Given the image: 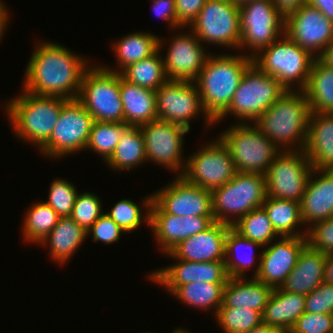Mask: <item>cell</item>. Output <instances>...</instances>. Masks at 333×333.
Wrapping results in <instances>:
<instances>
[{
  "mask_svg": "<svg viewBox=\"0 0 333 333\" xmlns=\"http://www.w3.org/2000/svg\"><path fill=\"white\" fill-rule=\"evenodd\" d=\"M77 100L94 121L124 123L119 72L101 65L89 67L83 75Z\"/></svg>",
  "mask_w": 333,
  "mask_h": 333,
  "instance_id": "cell-8",
  "label": "cell"
},
{
  "mask_svg": "<svg viewBox=\"0 0 333 333\" xmlns=\"http://www.w3.org/2000/svg\"><path fill=\"white\" fill-rule=\"evenodd\" d=\"M307 245L325 254L333 253V217L318 221L307 228Z\"/></svg>",
  "mask_w": 333,
  "mask_h": 333,
  "instance_id": "cell-45",
  "label": "cell"
},
{
  "mask_svg": "<svg viewBox=\"0 0 333 333\" xmlns=\"http://www.w3.org/2000/svg\"><path fill=\"white\" fill-rule=\"evenodd\" d=\"M127 127L124 123L94 121L91 126L86 150L97 152L107 162L114 153L121 135Z\"/></svg>",
  "mask_w": 333,
  "mask_h": 333,
  "instance_id": "cell-40",
  "label": "cell"
},
{
  "mask_svg": "<svg viewBox=\"0 0 333 333\" xmlns=\"http://www.w3.org/2000/svg\"><path fill=\"white\" fill-rule=\"evenodd\" d=\"M67 99L24 91L7 101L8 118L20 139L41 147L49 138Z\"/></svg>",
  "mask_w": 333,
  "mask_h": 333,
  "instance_id": "cell-4",
  "label": "cell"
},
{
  "mask_svg": "<svg viewBox=\"0 0 333 333\" xmlns=\"http://www.w3.org/2000/svg\"><path fill=\"white\" fill-rule=\"evenodd\" d=\"M188 27L200 42L239 49V6L232 0H206L197 18Z\"/></svg>",
  "mask_w": 333,
  "mask_h": 333,
  "instance_id": "cell-12",
  "label": "cell"
},
{
  "mask_svg": "<svg viewBox=\"0 0 333 333\" xmlns=\"http://www.w3.org/2000/svg\"><path fill=\"white\" fill-rule=\"evenodd\" d=\"M145 200V201H144ZM143 200V206L146 209V216L142 217L140 207L129 199H122L117 202L110 212H105L124 232H130L137 229L143 220L150 226V207L153 201V195ZM146 219V220H145Z\"/></svg>",
  "mask_w": 333,
  "mask_h": 333,
  "instance_id": "cell-42",
  "label": "cell"
},
{
  "mask_svg": "<svg viewBox=\"0 0 333 333\" xmlns=\"http://www.w3.org/2000/svg\"><path fill=\"white\" fill-rule=\"evenodd\" d=\"M318 59L328 67L333 68V41L328 44Z\"/></svg>",
  "mask_w": 333,
  "mask_h": 333,
  "instance_id": "cell-54",
  "label": "cell"
},
{
  "mask_svg": "<svg viewBox=\"0 0 333 333\" xmlns=\"http://www.w3.org/2000/svg\"><path fill=\"white\" fill-rule=\"evenodd\" d=\"M303 92L311 113H333V68L315 58Z\"/></svg>",
  "mask_w": 333,
  "mask_h": 333,
  "instance_id": "cell-31",
  "label": "cell"
},
{
  "mask_svg": "<svg viewBox=\"0 0 333 333\" xmlns=\"http://www.w3.org/2000/svg\"><path fill=\"white\" fill-rule=\"evenodd\" d=\"M266 196L265 175L236 172L233 179L211 191L213 218L232 226L245 214L262 207ZM234 215L236 220L231 219Z\"/></svg>",
  "mask_w": 333,
  "mask_h": 333,
  "instance_id": "cell-5",
  "label": "cell"
},
{
  "mask_svg": "<svg viewBox=\"0 0 333 333\" xmlns=\"http://www.w3.org/2000/svg\"><path fill=\"white\" fill-rule=\"evenodd\" d=\"M122 232L124 231L106 213H103L87 230V235L92 233L94 242L112 244L120 239Z\"/></svg>",
  "mask_w": 333,
  "mask_h": 333,
  "instance_id": "cell-48",
  "label": "cell"
},
{
  "mask_svg": "<svg viewBox=\"0 0 333 333\" xmlns=\"http://www.w3.org/2000/svg\"><path fill=\"white\" fill-rule=\"evenodd\" d=\"M102 214L99 196L83 192L78 193L70 217L87 232Z\"/></svg>",
  "mask_w": 333,
  "mask_h": 333,
  "instance_id": "cell-44",
  "label": "cell"
},
{
  "mask_svg": "<svg viewBox=\"0 0 333 333\" xmlns=\"http://www.w3.org/2000/svg\"><path fill=\"white\" fill-rule=\"evenodd\" d=\"M236 5L240 6L246 2L253 1V0H232Z\"/></svg>",
  "mask_w": 333,
  "mask_h": 333,
  "instance_id": "cell-57",
  "label": "cell"
},
{
  "mask_svg": "<svg viewBox=\"0 0 333 333\" xmlns=\"http://www.w3.org/2000/svg\"><path fill=\"white\" fill-rule=\"evenodd\" d=\"M175 260L178 263L158 269L148 277L160 285H185L191 282L226 284L229 278L224 261L199 263Z\"/></svg>",
  "mask_w": 333,
  "mask_h": 333,
  "instance_id": "cell-23",
  "label": "cell"
},
{
  "mask_svg": "<svg viewBox=\"0 0 333 333\" xmlns=\"http://www.w3.org/2000/svg\"><path fill=\"white\" fill-rule=\"evenodd\" d=\"M326 254L306 245L299 254L297 263L287 276L281 290L308 295L324 281Z\"/></svg>",
  "mask_w": 333,
  "mask_h": 333,
  "instance_id": "cell-26",
  "label": "cell"
},
{
  "mask_svg": "<svg viewBox=\"0 0 333 333\" xmlns=\"http://www.w3.org/2000/svg\"><path fill=\"white\" fill-rule=\"evenodd\" d=\"M153 200L166 212L176 216L213 217L211 191L178 176L168 186L153 194Z\"/></svg>",
  "mask_w": 333,
  "mask_h": 333,
  "instance_id": "cell-19",
  "label": "cell"
},
{
  "mask_svg": "<svg viewBox=\"0 0 333 333\" xmlns=\"http://www.w3.org/2000/svg\"><path fill=\"white\" fill-rule=\"evenodd\" d=\"M173 333H192V332H189V331H187V330H184L183 328H182V329L178 328V329L175 330Z\"/></svg>",
  "mask_w": 333,
  "mask_h": 333,
  "instance_id": "cell-58",
  "label": "cell"
},
{
  "mask_svg": "<svg viewBox=\"0 0 333 333\" xmlns=\"http://www.w3.org/2000/svg\"><path fill=\"white\" fill-rule=\"evenodd\" d=\"M37 44L26 68L23 91L77 99L83 75L90 67L87 61L63 45L47 41Z\"/></svg>",
  "mask_w": 333,
  "mask_h": 333,
  "instance_id": "cell-1",
  "label": "cell"
},
{
  "mask_svg": "<svg viewBox=\"0 0 333 333\" xmlns=\"http://www.w3.org/2000/svg\"><path fill=\"white\" fill-rule=\"evenodd\" d=\"M77 195L78 192L74 184L65 179H54L51 183L46 203L60 217L71 216Z\"/></svg>",
  "mask_w": 333,
  "mask_h": 333,
  "instance_id": "cell-43",
  "label": "cell"
},
{
  "mask_svg": "<svg viewBox=\"0 0 333 333\" xmlns=\"http://www.w3.org/2000/svg\"><path fill=\"white\" fill-rule=\"evenodd\" d=\"M175 3L178 26L185 28L197 18L206 0H175Z\"/></svg>",
  "mask_w": 333,
  "mask_h": 333,
  "instance_id": "cell-49",
  "label": "cell"
},
{
  "mask_svg": "<svg viewBox=\"0 0 333 333\" xmlns=\"http://www.w3.org/2000/svg\"><path fill=\"white\" fill-rule=\"evenodd\" d=\"M300 212L304 225L333 217V170L312 169L300 201Z\"/></svg>",
  "mask_w": 333,
  "mask_h": 333,
  "instance_id": "cell-24",
  "label": "cell"
},
{
  "mask_svg": "<svg viewBox=\"0 0 333 333\" xmlns=\"http://www.w3.org/2000/svg\"><path fill=\"white\" fill-rule=\"evenodd\" d=\"M305 312V295L290 293L280 288L272 290L262 314V323L288 332Z\"/></svg>",
  "mask_w": 333,
  "mask_h": 333,
  "instance_id": "cell-27",
  "label": "cell"
},
{
  "mask_svg": "<svg viewBox=\"0 0 333 333\" xmlns=\"http://www.w3.org/2000/svg\"><path fill=\"white\" fill-rule=\"evenodd\" d=\"M270 244L259 255V264L253 277L275 289L280 288L294 269L307 240L306 236H287Z\"/></svg>",
  "mask_w": 333,
  "mask_h": 333,
  "instance_id": "cell-18",
  "label": "cell"
},
{
  "mask_svg": "<svg viewBox=\"0 0 333 333\" xmlns=\"http://www.w3.org/2000/svg\"><path fill=\"white\" fill-rule=\"evenodd\" d=\"M291 333H333V315L304 312L290 330Z\"/></svg>",
  "mask_w": 333,
  "mask_h": 333,
  "instance_id": "cell-46",
  "label": "cell"
},
{
  "mask_svg": "<svg viewBox=\"0 0 333 333\" xmlns=\"http://www.w3.org/2000/svg\"><path fill=\"white\" fill-rule=\"evenodd\" d=\"M155 95L157 119L176 123L190 130V120L202 112L205 114L206 126L215 124L203 108L194 81L168 80L155 91Z\"/></svg>",
  "mask_w": 333,
  "mask_h": 333,
  "instance_id": "cell-15",
  "label": "cell"
},
{
  "mask_svg": "<svg viewBox=\"0 0 333 333\" xmlns=\"http://www.w3.org/2000/svg\"><path fill=\"white\" fill-rule=\"evenodd\" d=\"M169 43L163 58L165 74L169 80L194 81L208 58L200 40L191 31L179 33ZM204 48V49H203Z\"/></svg>",
  "mask_w": 333,
  "mask_h": 333,
  "instance_id": "cell-21",
  "label": "cell"
},
{
  "mask_svg": "<svg viewBox=\"0 0 333 333\" xmlns=\"http://www.w3.org/2000/svg\"><path fill=\"white\" fill-rule=\"evenodd\" d=\"M60 216L46 202L32 204L23 222V237L27 242L40 244L57 225Z\"/></svg>",
  "mask_w": 333,
  "mask_h": 333,
  "instance_id": "cell-37",
  "label": "cell"
},
{
  "mask_svg": "<svg viewBox=\"0 0 333 333\" xmlns=\"http://www.w3.org/2000/svg\"><path fill=\"white\" fill-rule=\"evenodd\" d=\"M241 236L268 246L278 234L263 207L252 210L231 226Z\"/></svg>",
  "mask_w": 333,
  "mask_h": 333,
  "instance_id": "cell-39",
  "label": "cell"
},
{
  "mask_svg": "<svg viewBox=\"0 0 333 333\" xmlns=\"http://www.w3.org/2000/svg\"><path fill=\"white\" fill-rule=\"evenodd\" d=\"M252 125L239 122L223 131L219 138L228 147L237 172L265 175L275 157L284 148L279 149Z\"/></svg>",
  "mask_w": 333,
  "mask_h": 333,
  "instance_id": "cell-7",
  "label": "cell"
},
{
  "mask_svg": "<svg viewBox=\"0 0 333 333\" xmlns=\"http://www.w3.org/2000/svg\"><path fill=\"white\" fill-rule=\"evenodd\" d=\"M246 246L250 251L255 247H263L260 243L249 240L243 236H241L238 232H236L232 227H230L227 231L226 239H225V267L228 277H245V270L250 269L255 263V256L252 255H243L240 258L236 256V252H240V248ZM240 247V248H239ZM245 248V247H243ZM229 256V257H228ZM236 257V258H235ZM243 257V258H242ZM250 267V268H249ZM248 268V269H247Z\"/></svg>",
  "mask_w": 333,
  "mask_h": 333,
  "instance_id": "cell-38",
  "label": "cell"
},
{
  "mask_svg": "<svg viewBox=\"0 0 333 333\" xmlns=\"http://www.w3.org/2000/svg\"><path fill=\"white\" fill-rule=\"evenodd\" d=\"M324 282L333 285V253L326 254Z\"/></svg>",
  "mask_w": 333,
  "mask_h": 333,
  "instance_id": "cell-53",
  "label": "cell"
},
{
  "mask_svg": "<svg viewBox=\"0 0 333 333\" xmlns=\"http://www.w3.org/2000/svg\"><path fill=\"white\" fill-rule=\"evenodd\" d=\"M305 312L333 315V285L323 281L318 288L305 295Z\"/></svg>",
  "mask_w": 333,
  "mask_h": 333,
  "instance_id": "cell-47",
  "label": "cell"
},
{
  "mask_svg": "<svg viewBox=\"0 0 333 333\" xmlns=\"http://www.w3.org/2000/svg\"><path fill=\"white\" fill-rule=\"evenodd\" d=\"M225 284L191 282L185 285H162L167 292L177 297L189 307L201 310L214 309L215 314L222 305ZM214 307V308H213Z\"/></svg>",
  "mask_w": 333,
  "mask_h": 333,
  "instance_id": "cell-35",
  "label": "cell"
},
{
  "mask_svg": "<svg viewBox=\"0 0 333 333\" xmlns=\"http://www.w3.org/2000/svg\"><path fill=\"white\" fill-rule=\"evenodd\" d=\"M288 90L276 79L262 72L252 63L244 72L228 109L215 121L228 114L236 119L255 121ZM246 120V121H245Z\"/></svg>",
  "mask_w": 333,
  "mask_h": 333,
  "instance_id": "cell-9",
  "label": "cell"
},
{
  "mask_svg": "<svg viewBox=\"0 0 333 333\" xmlns=\"http://www.w3.org/2000/svg\"><path fill=\"white\" fill-rule=\"evenodd\" d=\"M239 49L252 48L251 58L284 34L285 17L272 0H253L239 6ZM283 32V33H282ZM256 53V54H255Z\"/></svg>",
  "mask_w": 333,
  "mask_h": 333,
  "instance_id": "cell-10",
  "label": "cell"
},
{
  "mask_svg": "<svg viewBox=\"0 0 333 333\" xmlns=\"http://www.w3.org/2000/svg\"><path fill=\"white\" fill-rule=\"evenodd\" d=\"M152 9L158 16L166 20L173 29L180 28L176 14L175 0H153Z\"/></svg>",
  "mask_w": 333,
  "mask_h": 333,
  "instance_id": "cell-50",
  "label": "cell"
},
{
  "mask_svg": "<svg viewBox=\"0 0 333 333\" xmlns=\"http://www.w3.org/2000/svg\"><path fill=\"white\" fill-rule=\"evenodd\" d=\"M3 1L0 0V39L3 36V33L6 32L4 31L6 28V25L8 24L7 22L9 21V12H7V7L5 6L6 4L2 3Z\"/></svg>",
  "mask_w": 333,
  "mask_h": 333,
  "instance_id": "cell-55",
  "label": "cell"
},
{
  "mask_svg": "<svg viewBox=\"0 0 333 333\" xmlns=\"http://www.w3.org/2000/svg\"><path fill=\"white\" fill-rule=\"evenodd\" d=\"M124 124L141 126L157 119L155 91L131 84L120 75Z\"/></svg>",
  "mask_w": 333,
  "mask_h": 333,
  "instance_id": "cell-29",
  "label": "cell"
},
{
  "mask_svg": "<svg viewBox=\"0 0 333 333\" xmlns=\"http://www.w3.org/2000/svg\"><path fill=\"white\" fill-rule=\"evenodd\" d=\"M296 91L284 93L253 122L279 149L285 147V151L303 150L307 139L311 110L305 93Z\"/></svg>",
  "mask_w": 333,
  "mask_h": 333,
  "instance_id": "cell-3",
  "label": "cell"
},
{
  "mask_svg": "<svg viewBox=\"0 0 333 333\" xmlns=\"http://www.w3.org/2000/svg\"><path fill=\"white\" fill-rule=\"evenodd\" d=\"M281 37L255 55L253 63L265 74L276 78L288 91H292L295 84L299 87L297 91H303L315 57L285 33Z\"/></svg>",
  "mask_w": 333,
  "mask_h": 333,
  "instance_id": "cell-6",
  "label": "cell"
},
{
  "mask_svg": "<svg viewBox=\"0 0 333 333\" xmlns=\"http://www.w3.org/2000/svg\"><path fill=\"white\" fill-rule=\"evenodd\" d=\"M188 158L181 176L187 182L209 191L229 182L237 172L230 151L220 138Z\"/></svg>",
  "mask_w": 333,
  "mask_h": 333,
  "instance_id": "cell-14",
  "label": "cell"
},
{
  "mask_svg": "<svg viewBox=\"0 0 333 333\" xmlns=\"http://www.w3.org/2000/svg\"><path fill=\"white\" fill-rule=\"evenodd\" d=\"M252 278L247 281L244 277H229L223 288L220 307H246L263 314L273 289L255 277Z\"/></svg>",
  "mask_w": 333,
  "mask_h": 333,
  "instance_id": "cell-28",
  "label": "cell"
},
{
  "mask_svg": "<svg viewBox=\"0 0 333 333\" xmlns=\"http://www.w3.org/2000/svg\"><path fill=\"white\" fill-rule=\"evenodd\" d=\"M284 33L301 48L318 58L333 41V22L317 8L304 4L285 17Z\"/></svg>",
  "mask_w": 333,
  "mask_h": 333,
  "instance_id": "cell-17",
  "label": "cell"
},
{
  "mask_svg": "<svg viewBox=\"0 0 333 333\" xmlns=\"http://www.w3.org/2000/svg\"><path fill=\"white\" fill-rule=\"evenodd\" d=\"M231 226L214 222L205 231L181 241L168 256L189 262L224 261L225 239Z\"/></svg>",
  "mask_w": 333,
  "mask_h": 333,
  "instance_id": "cell-22",
  "label": "cell"
},
{
  "mask_svg": "<svg viewBox=\"0 0 333 333\" xmlns=\"http://www.w3.org/2000/svg\"><path fill=\"white\" fill-rule=\"evenodd\" d=\"M94 120L77 100H68L61 109L50 138L39 148L44 156L63 157L85 150Z\"/></svg>",
  "mask_w": 333,
  "mask_h": 333,
  "instance_id": "cell-11",
  "label": "cell"
},
{
  "mask_svg": "<svg viewBox=\"0 0 333 333\" xmlns=\"http://www.w3.org/2000/svg\"><path fill=\"white\" fill-rule=\"evenodd\" d=\"M306 4L317 8L328 20L333 22V0H306Z\"/></svg>",
  "mask_w": 333,
  "mask_h": 333,
  "instance_id": "cell-52",
  "label": "cell"
},
{
  "mask_svg": "<svg viewBox=\"0 0 333 333\" xmlns=\"http://www.w3.org/2000/svg\"><path fill=\"white\" fill-rule=\"evenodd\" d=\"M312 169L303 150H282L265 174L267 196L300 202Z\"/></svg>",
  "mask_w": 333,
  "mask_h": 333,
  "instance_id": "cell-13",
  "label": "cell"
},
{
  "mask_svg": "<svg viewBox=\"0 0 333 333\" xmlns=\"http://www.w3.org/2000/svg\"><path fill=\"white\" fill-rule=\"evenodd\" d=\"M87 238V232L70 216L60 217L57 225L40 243L49 244L53 261L64 264Z\"/></svg>",
  "mask_w": 333,
  "mask_h": 333,
  "instance_id": "cell-30",
  "label": "cell"
},
{
  "mask_svg": "<svg viewBox=\"0 0 333 333\" xmlns=\"http://www.w3.org/2000/svg\"><path fill=\"white\" fill-rule=\"evenodd\" d=\"M215 222L213 217L176 216L166 213L154 200L150 207V227L163 253L173 250L181 241L205 231Z\"/></svg>",
  "mask_w": 333,
  "mask_h": 333,
  "instance_id": "cell-20",
  "label": "cell"
},
{
  "mask_svg": "<svg viewBox=\"0 0 333 333\" xmlns=\"http://www.w3.org/2000/svg\"><path fill=\"white\" fill-rule=\"evenodd\" d=\"M163 42L159 38V49L151 56L124 68L120 75L127 82L153 91L158 90L169 79L165 74L161 49Z\"/></svg>",
  "mask_w": 333,
  "mask_h": 333,
  "instance_id": "cell-32",
  "label": "cell"
},
{
  "mask_svg": "<svg viewBox=\"0 0 333 333\" xmlns=\"http://www.w3.org/2000/svg\"><path fill=\"white\" fill-rule=\"evenodd\" d=\"M139 127L144 137L147 160L156 162L172 172L178 171V176H181L186 166V161L183 160L185 158H182L183 137L190 130L160 119Z\"/></svg>",
  "mask_w": 333,
  "mask_h": 333,
  "instance_id": "cell-16",
  "label": "cell"
},
{
  "mask_svg": "<svg viewBox=\"0 0 333 333\" xmlns=\"http://www.w3.org/2000/svg\"><path fill=\"white\" fill-rule=\"evenodd\" d=\"M246 333H282V332L277 328L261 323L260 325L252 328L249 332Z\"/></svg>",
  "mask_w": 333,
  "mask_h": 333,
  "instance_id": "cell-56",
  "label": "cell"
},
{
  "mask_svg": "<svg viewBox=\"0 0 333 333\" xmlns=\"http://www.w3.org/2000/svg\"><path fill=\"white\" fill-rule=\"evenodd\" d=\"M312 167L333 170V113H311L303 149Z\"/></svg>",
  "mask_w": 333,
  "mask_h": 333,
  "instance_id": "cell-25",
  "label": "cell"
},
{
  "mask_svg": "<svg viewBox=\"0 0 333 333\" xmlns=\"http://www.w3.org/2000/svg\"><path fill=\"white\" fill-rule=\"evenodd\" d=\"M276 8L286 17L289 13L298 10L306 4V0H272Z\"/></svg>",
  "mask_w": 333,
  "mask_h": 333,
  "instance_id": "cell-51",
  "label": "cell"
},
{
  "mask_svg": "<svg viewBox=\"0 0 333 333\" xmlns=\"http://www.w3.org/2000/svg\"><path fill=\"white\" fill-rule=\"evenodd\" d=\"M262 207L267 212L273 228L279 237L306 236V229L302 233H299L298 230L296 232L300 224L303 225L300 202L266 196Z\"/></svg>",
  "mask_w": 333,
  "mask_h": 333,
  "instance_id": "cell-36",
  "label": "cell"
},
{
  "mask_svg": "<svg viewBox=\"0 0 333 333\" xmlns=\"http://www.w3.org/2000/svg\"><path fill=\"white\" fill-rule=\"evenodd\" d=\"M144 161L147 156L142 131L138 126H128L106 164L114 170L129 171Z\"/></svg>",
  "mask_w": 333,
  "mask_h": 333,
  "instance_id": "cell-34",
  "label": "cell"
},
{
  "mask_svg": "<svg viewBox=\"0 0 333 333\" xmlns=\"http://www.w3.org/2000/svg\"><path fill=\"white\" fill-rule=\"evenodd\" d=\"M119 71L103 66L112 72H121L128 65L153 55L159 49V37L149 32L131 33L113 43Z\"/></svg>",
  "mask_w": 333,
  "mask_h": 333,
  "instance_id": "cell-33",
  "label": "cell"
},
{
  "mask_svg": "<svg viewBox=\"0 0 333 333\" xmlns=\"http://www.w3.org/2000/svg\"><path fill=\"white\" fill-rule=\"evenodd\" d=\"M214 315L224 333H246L262 323V314L246 307H219Z\"/></svg>",
  "mask_w": 333,
  "mask_h": 333,
  "instance_id": "cell-41",
  "label": "cell"
},
{
  "mask_svg": "<svg viewBox=\"0 0 333 333\" xmlns=\"http://www.w3.org/2000/svg\"><path fill=\"white\" fill-rule=\"evenodd\" d=\"M253 63L249 55H208L194 80L206 114L215 122L229 107L246 69Z\"/></svg>",
  "mask_w": 333,
  "mask_h": 333,
  "instance_id": "cell-2",
  "label": "cell"
}]
</instances>
